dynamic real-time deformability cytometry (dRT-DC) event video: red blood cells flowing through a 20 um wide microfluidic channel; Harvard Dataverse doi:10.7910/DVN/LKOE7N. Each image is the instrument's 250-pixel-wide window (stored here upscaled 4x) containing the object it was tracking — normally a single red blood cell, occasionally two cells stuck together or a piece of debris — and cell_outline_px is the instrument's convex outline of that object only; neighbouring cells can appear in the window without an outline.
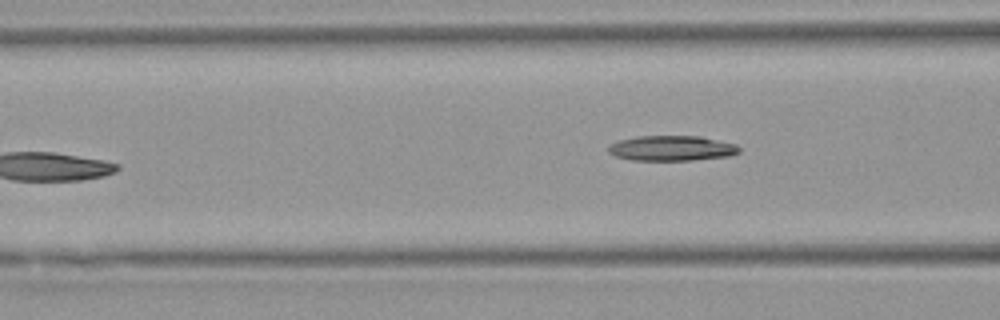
{"species": "Egyptian fruit bat (a non-hibernating species)", "species_latin": "Rousettus aegyptiacus", "temperature_condition": "warm", "stored_images_in_passage": 6, "camera_frame_rate_fps": 3000, "um_per_image_px": 0.085, "animal": {"sex": "female"}, "frame": {"image": 1, "passage_image": 6, "time_ms": 6.0, "image_size_px": [1000, 320], "cell_outline_px": [[740, 152], [728, 156], [692, 160], [632, 160], [616, 156], [608, 152], [608, 148], [612, 144], [620, 140], [636, 136], [700, 136], [736, 144], [740, 148]], "centroid_in_image_um": [57.11, 12.6], "position_along_channel_um": 109.5, "area_um2": 19.07}}